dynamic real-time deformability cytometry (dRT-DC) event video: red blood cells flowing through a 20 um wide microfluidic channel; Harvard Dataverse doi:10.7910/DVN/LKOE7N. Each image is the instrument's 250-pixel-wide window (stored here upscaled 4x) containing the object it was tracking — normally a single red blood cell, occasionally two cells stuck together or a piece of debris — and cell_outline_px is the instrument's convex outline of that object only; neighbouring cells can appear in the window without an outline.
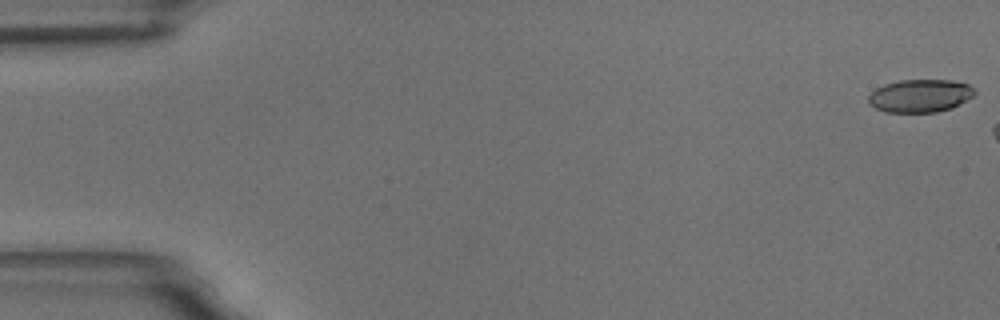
{"species": "common noctule bat (a hibernating species)", "species_latin": "Nyctalus noctula", "temperature_condition": "room temperature", "stored_images_in_passage": 17, "camera_frame_rate_fps": 3000, "um_per_image_px": 0.085, "animal": {"sex": "male", "body_mass_g": 18.8}, "frame": {"image": 1, "passage_image": 1, "time_ms": 0.0, "image_size_px": [1000, 320], "cell_outline_px": [[976, 92], [972, 96], [960, 104], [952, 108], [936, 112], [884, 112], [868, 104], [868, 96], [876, 88], [884, 84], [900, 80], [952, 80], [968, 84], [976, 88]], "centroid_in_image_um": [78.21, 8.14], "position_along_channel_um": 6.8, "area_um2": 20.52}}
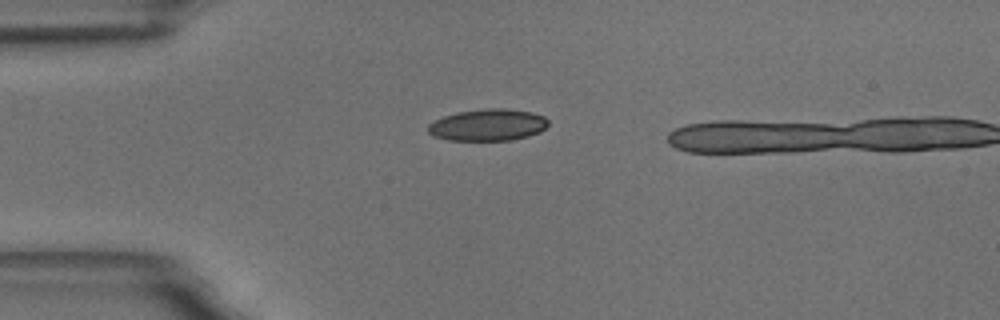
{"frame": {"image": 2, "passage_image": 15, "time_ms": 4.667, "image_size_px": [1000, 320], "cell_outline_px": [[548, 124], [540, 132], [528, 136], [512, 140], [448, 140], [432, 136], [428, 132], [428, 124], [444, 116], [456, 112], [488, 108], [504, 108], [532, 112], [544, 116], [548, 120]], "centroid_in_image_um": [41.47, 10.62], "position_along_channel_um": 43.5, "area_um2": 22.31}}